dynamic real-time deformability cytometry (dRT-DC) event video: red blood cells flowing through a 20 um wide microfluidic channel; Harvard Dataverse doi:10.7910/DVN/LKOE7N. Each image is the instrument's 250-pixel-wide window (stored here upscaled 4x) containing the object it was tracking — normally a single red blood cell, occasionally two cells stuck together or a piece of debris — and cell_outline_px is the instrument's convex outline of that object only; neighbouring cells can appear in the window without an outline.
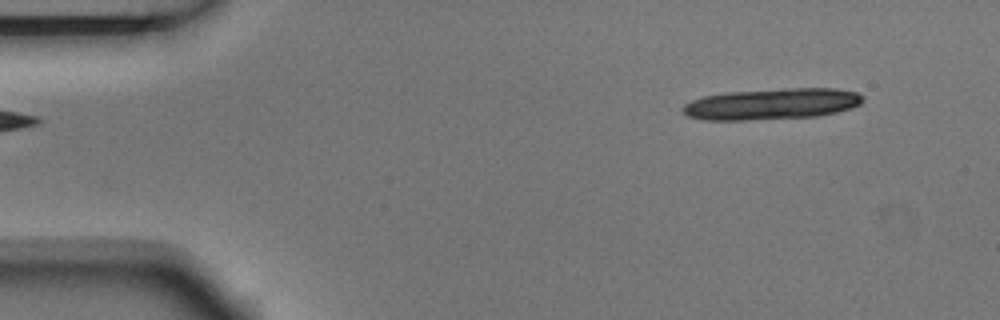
{"species": "Egyptian fruit bat (a non-hibernating species)", "species_latin": "Rousettus aegyptiacus", "temperature_condition": "room temperature", "stored_images_in_passage": 4, "camera_frame_rate_fps": 3000, "um_per_image_px": 0.085, "animal": {"sex": "male"}, "frame": {"image": 1, "passage_image": 1, "time_ms": 0.0, "image_size_px": [1000, 320], "cell_outline_px": [[864, 100], [860, 104], [852, 108], [820, 116], [748, 120], [704, 120], [688, 116], [680, 108], [684, 104], [692, 100], [704, 96], [728, 92], [792, 88], [836, 88], [856, 92], [864, 96]], "centroid_in_image_um": [65.63, 8.84], "position_along_channel_um": 19.4, "area_um2": 32.83}}